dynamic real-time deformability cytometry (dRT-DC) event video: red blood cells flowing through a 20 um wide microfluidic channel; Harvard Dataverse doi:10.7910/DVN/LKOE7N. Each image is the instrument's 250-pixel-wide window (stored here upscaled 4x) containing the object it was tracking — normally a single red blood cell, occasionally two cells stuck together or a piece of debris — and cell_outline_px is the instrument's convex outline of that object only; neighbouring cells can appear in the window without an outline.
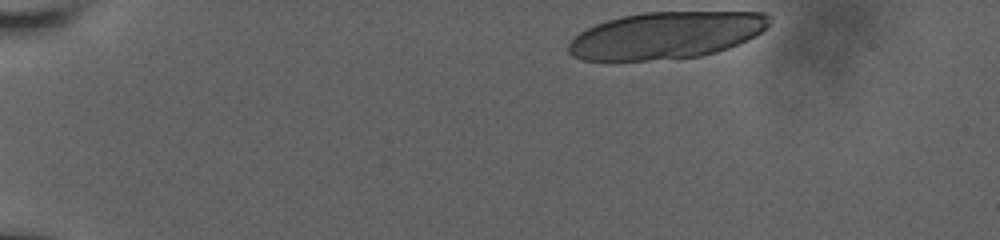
{"species": "human", "species_latin": "Homo sapiens", "temperature_condition": "room temperature", "stored_images_in_passage": 15, "camera_frame_rate_fps": 3000, "um_per_image_px": 0.085, "donor": {"sex": "male"}, "frame": {"image": 1, "passage_image": 1, "time_ms": 0.0, "image_size_px": [1000, 240], "cell_outline_px": [[772, 20], [760, 32], [728, 48], [716, 52], [700, 56], [648, 60], [580, 60], [572, 56], [568, 52], [568, 44], [580, 32], [596, 24], [608, 20], [624, 16], [644, 12], [764, 12], [772, 16]], "centroid_in_image_um": [56.6, 2.99], "position_along_channel_um": 28.4, "area_um2": 54.51}}